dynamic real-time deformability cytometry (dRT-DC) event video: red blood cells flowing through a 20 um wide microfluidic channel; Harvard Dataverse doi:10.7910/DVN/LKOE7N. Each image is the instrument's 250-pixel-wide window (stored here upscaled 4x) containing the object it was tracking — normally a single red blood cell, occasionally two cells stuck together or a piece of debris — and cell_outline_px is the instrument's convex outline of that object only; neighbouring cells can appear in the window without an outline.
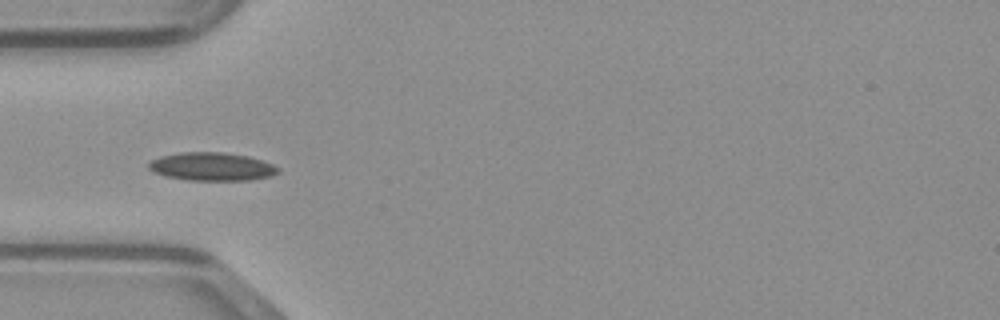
{"species": "common noctule bat (a hibernating species)", "species_latin": "Nyctalus noctula", "temperature_condition": "warm", "stored_images_in_passage": 48, "camera_frame_rate_fps": 3000, "um_per_image_px": 0.085, "animal": {"sex": "male", "body_mass_g": 23.1, "forearm_length_mm": 52.7}, "frame": {"image": 1, "passage_image": 15, "time_ms": 4.667, "image_size_px": [1000, 320], "cell_outline_px": [[280, 172], [272, 176], [252, 180], [188, 180], [164, 176], [152, 172], [148, 168], [148, 164], [152, 160], [160, 156], [180, 152], [224, 152], [248, 156], [272, 164], [280, 168]], "centroid_in_image_um": [18.0, 14.16], "position_along_channel_um": 67.0, "area_um2": 21.44}}
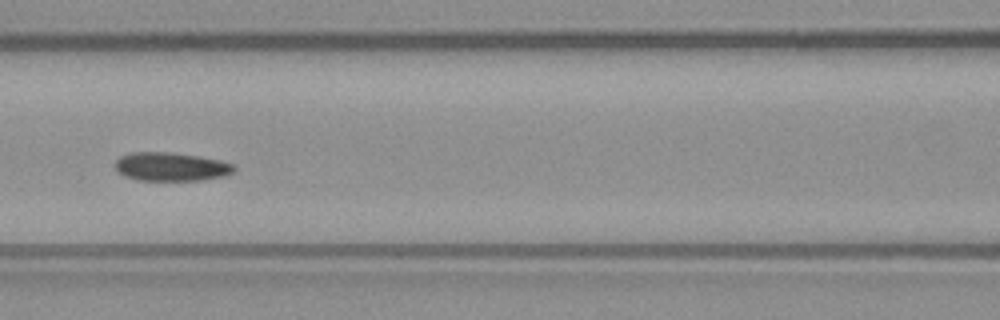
{"frame": {"image": 2, "passage_image": 21, "time_ms": 6.667, "image_size_px": [1000, 320], "cell_outline_px": [[236, 168], [232, 172], [224, 176], [200, 180], [136, 180], [124, 176], [116, 172], [112, 164], [120, 156], [132, 152], [168, 152], [200, 156], [220, 160], [236, 164]], "centroid_in_image_um": [14.5, 14.16], "position_along_channel_um": 152.1, "area_um2": 20.11}}
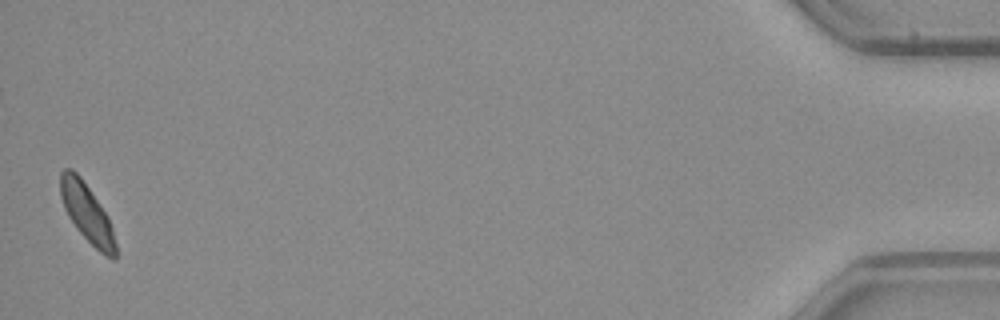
{"frame": {"image": 3, "passage_image": 48, "time_ms": 15.667, "image_size_px": [1000, 320], "cell_outline_px": [[116, 260], [112, 260], [104, 256], [76, 228], [68, 216], [64, 208], [60, 196], [60, 172], [64, 168], [72, 168], [80, 176], [108, 216], [112, 228], [116, 244]], "centroid_in_image_um": [7.39, 18.11], "position_along_channel_um": 427.8, "area_um2": 18.73}}